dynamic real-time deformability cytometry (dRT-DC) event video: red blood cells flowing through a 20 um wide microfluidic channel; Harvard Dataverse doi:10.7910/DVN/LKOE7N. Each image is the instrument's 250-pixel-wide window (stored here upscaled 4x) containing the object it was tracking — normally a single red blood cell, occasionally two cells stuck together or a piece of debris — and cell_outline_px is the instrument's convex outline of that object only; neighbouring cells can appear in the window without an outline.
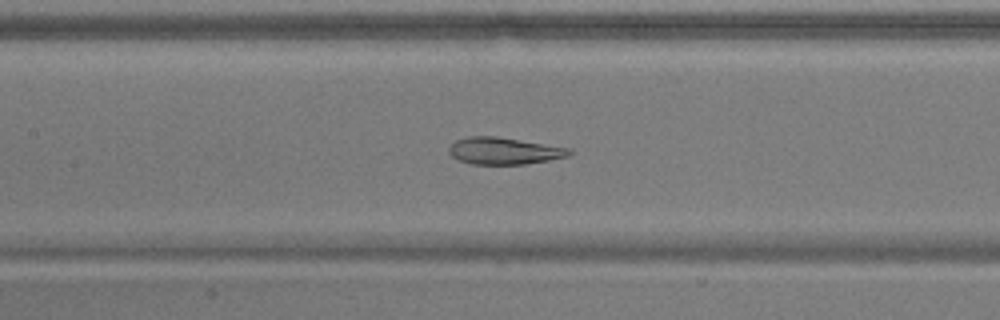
{"species": "common noctule bat (a hibernating species)", "species_latin": "Nyctalus noctula", "temperature_condition": "warm", "stored_images_in_passage": 54, "camera_frame_rate_fps": 3000, "um_per_image_px": 0.085, "animal": {"sex": "male", "body_mass_g": 17.9}, "frame": {"image": 1, "passage_image": 24, "time_ms": 7.667, "image_size_px": [1000, 320], "cell_outline_px": [[572, 152], [568, 156], [548, 160], [524, 164], [472, 164], [456, 160], [448, 152], [448, 148], [456, 140], [468, 136], [496, 136], [572, 148]], "centroid_in_image_um": [42.83, 12.82], "position_along_channel_um": 164.6, "area_um2": 18.96}}
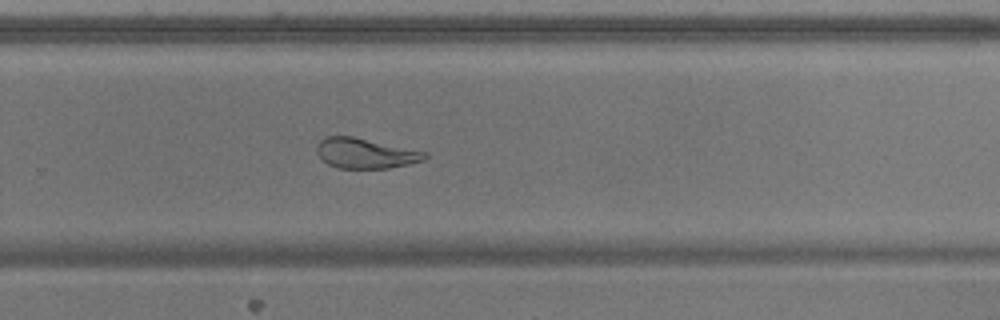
{"frame": {"image": 2, "passage_image": 35, "time_ms": 11.333, "image_size_px": [1000, 320], "cell_outline_px": [[428, 156], [424, 160], [408, 164], [388, 168], [340, 168], [328, 164], [316, 152], [316, 144], [320, 140], [328, 136], [352, 136], [428, 152]], "centroid_in_image_um": [31.06, 13.02], "position_along_channel_um": 298.7, "area_um2": 18.9}}
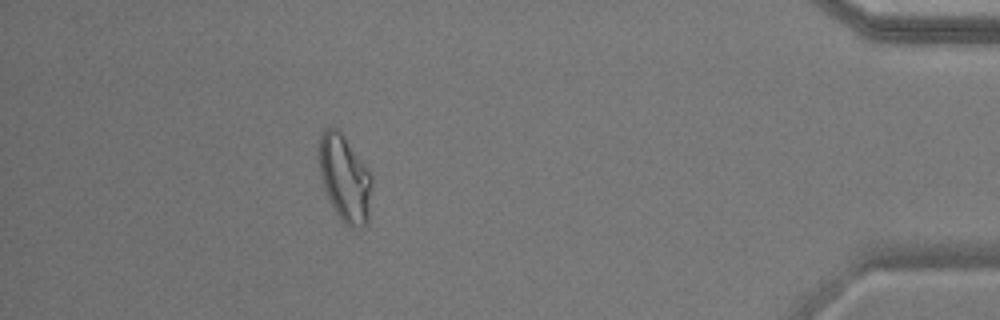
{"frame": {"image": 3, "passage_image": 48, "time_ms": 15.667, "image_size_px": [1000, 320], "cell_outline_px": [[372, 184], [368, 220], [364, 228], [348, 228], [336, 212], [324, 188], [320, 172], [320, 136], [324, 128], [332, 124], [344, 136], [364, 164], [372, 176]], "centroid_in_image_um": [29.32, 15.17], "position_along_channel_um": 405.9, "area_um2": 26.41}, "authors_computed_cell_mechanics": {"area_um2": 24.4205, "velocity_mm_per_s": 3.6723, "shape_relaxation_time_tau1_ms": null, "shape_relaxation_time_tau2_ms": 1.6066, "deformation_change_tau1": null, "deformation_change_tau2": 0.0597}}